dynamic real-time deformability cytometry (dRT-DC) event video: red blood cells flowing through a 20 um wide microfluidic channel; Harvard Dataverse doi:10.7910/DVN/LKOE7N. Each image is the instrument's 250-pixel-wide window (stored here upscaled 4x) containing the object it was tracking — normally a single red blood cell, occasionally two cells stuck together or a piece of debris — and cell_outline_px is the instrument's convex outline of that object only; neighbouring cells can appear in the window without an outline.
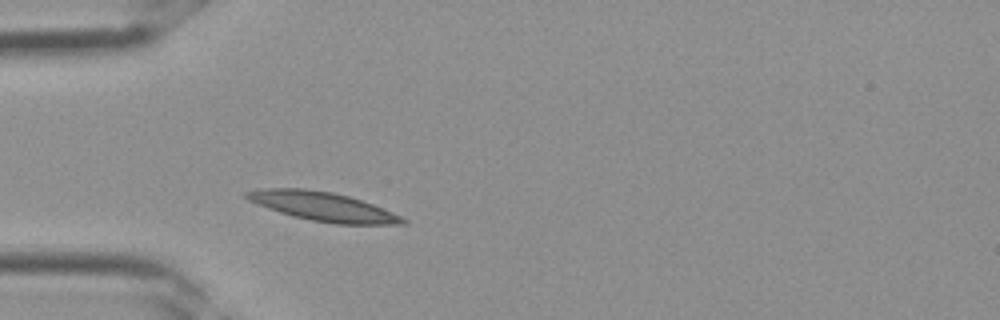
{"species": "Egyptian fruit bat (a non-hibernating species)", "species_latin": "Rousettus aegyptiacus", "temperature_condition": "room temperature", "stored_images_in_passage": 1, "camera_frame_rate_fps": 3000, "um_per_image_px": 0.085, "frame": {"image": 1, "passage_image": 1, "time_ms": 0.0, "image_size_px": [1000, 320], "cell_outline_px": [[408, 224], [336, 224], [312, 220], [292, 216], [268, 208], [248, 200], [244, 196], [244, 192], [260, 188], [304, 188], [332, 192], [348, 196], [372, 204], [392, 212], [408, 220]], "centroid_in_image_um": [27.42, 17.55], "position_along_channel_um": 57.6, "area_um2": 26.18}}